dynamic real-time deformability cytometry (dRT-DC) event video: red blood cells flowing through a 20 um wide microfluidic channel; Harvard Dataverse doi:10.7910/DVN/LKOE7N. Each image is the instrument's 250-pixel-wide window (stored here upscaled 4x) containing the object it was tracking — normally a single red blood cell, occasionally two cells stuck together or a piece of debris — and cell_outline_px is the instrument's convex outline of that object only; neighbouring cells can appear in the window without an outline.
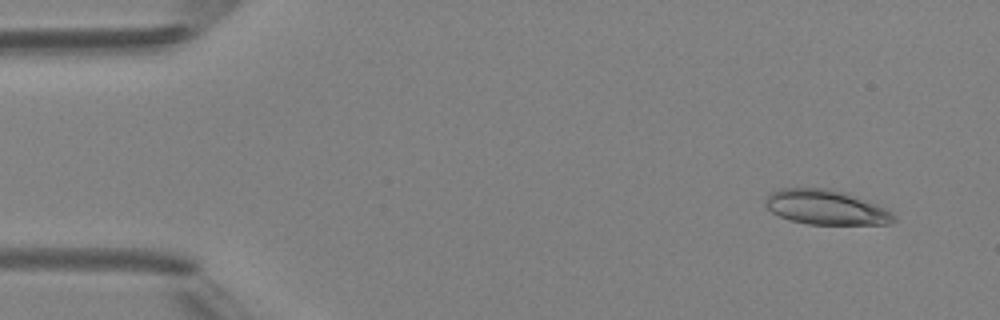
{"species": "Egyptian fruit bat (a non-hibernating species)", "species_latin": "Rousettus aegyptiacus", "temperature_condition": "room temperature", "stored_images_in_passage": 4, "camera_frame_rate_fps": 3000, "um_per_image_px": 0.085, "animal": {"sex": "female"}, "frame": {"image": 1, "passage_image": 1, "time_ms": 0.0, "image_size_px": [1000, 320], "cell_outline_px": [[896, 220], [892, 224], [808, 224], [788, 220], [772, 212], [764, 204], [764, 200], [772, 192], [780, 188], [828, 188], [844, 192], [876, 204], [892, 212], [896, 216]], "centroid_in_image_um": [70.2, 17.63], "position_along_channel_um": 14.8, "area_um2": 25.95}}
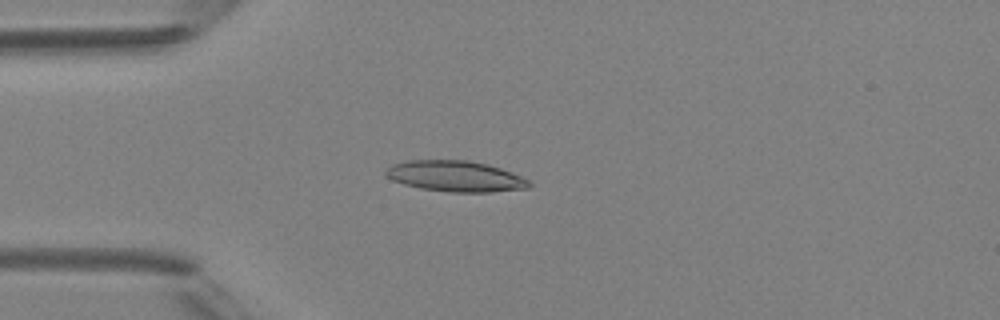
{"frame": {"image": 2, "passage_image": 4, "time_ms": 3.0, "image_size_px": [1000, 320], "cell_outline_px": [[532, 184], [528, 188], [492, 192], [448, 192], [420, 188], [404, 184], [392, 180], [384, 172], [392, 164], [408, 160], [468, 160], [488, 164], [500, 168], [520, 176], [528, 180]], "centroid_in_image_um": [38.71, 14.98], "position_along_channel_um": 46.3, "area_um2": 25.72}}